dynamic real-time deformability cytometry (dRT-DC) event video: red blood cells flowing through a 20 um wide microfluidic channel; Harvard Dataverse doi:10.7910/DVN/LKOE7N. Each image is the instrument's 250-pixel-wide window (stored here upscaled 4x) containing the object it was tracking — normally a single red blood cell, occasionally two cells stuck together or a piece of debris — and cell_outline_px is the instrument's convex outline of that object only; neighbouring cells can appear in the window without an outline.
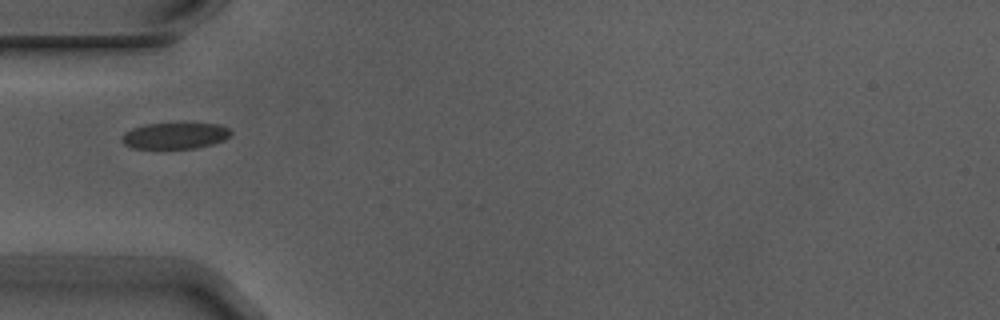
{"species": "Egyptian fruit bat (a non-hibernating species)", "species_latin": "Rousettus aegyptiacus", "temperature_condition": "warm", "stored_images_in_passage": 2, "camera_frame_rate_fps": 3000, "um_per_image_px": 0.085, "animal": {"sex": "male"}, "frame": {"image": 1, "passage_image": 2, "time_ms": 0.333, "image_size_px": [1000, 320], "cell_outline_px": [[232, 132], [224, 140], [212, 144], [196, 148], [132, 148], [124, 144], [120, 140], [120, 136], [124, 132], [132, 128], [144, 124], [216, 124], [228, 128]], "centroid_in_image_um": [14.81, 11.54], "position_along_channel_um": 70.2, "area_um2": 16.53}}